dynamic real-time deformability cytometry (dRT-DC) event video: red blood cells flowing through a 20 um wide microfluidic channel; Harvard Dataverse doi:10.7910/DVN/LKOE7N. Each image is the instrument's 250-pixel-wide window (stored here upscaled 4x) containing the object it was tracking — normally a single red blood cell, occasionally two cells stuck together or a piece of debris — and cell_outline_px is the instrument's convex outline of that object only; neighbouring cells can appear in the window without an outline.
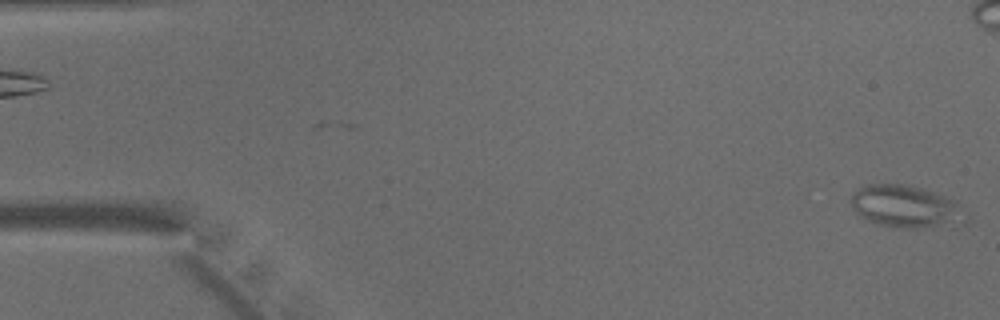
{"species": "common noctule bat (a hibernating species)", "species_latin": "Nyctalus noctula", "temperature_condition": "warm", "stored_images_in_passage": 49, "camera_frame_rate_fps": 3000, "um_per_image_px": 0.085, "animal": {"sex": "male", "body_mass_g": 15.6}, "frame": {"image": 1, "passage_image": 1, "time_ms": 0.0, "image_size_px": [1000, 320], "cell_outline_px": [[972, 216], [964, 224], [956, 228], [892, 228], [876, 224], [856, 216], [852, 204], [852, 192], [864, 184], [904, 184], [920, 188], [932, 192], [956, 204]], "centroid_in_image_um": [77.03, 17.63], "position_along_channel_um": 8.0, "area_um2": 29.13}}
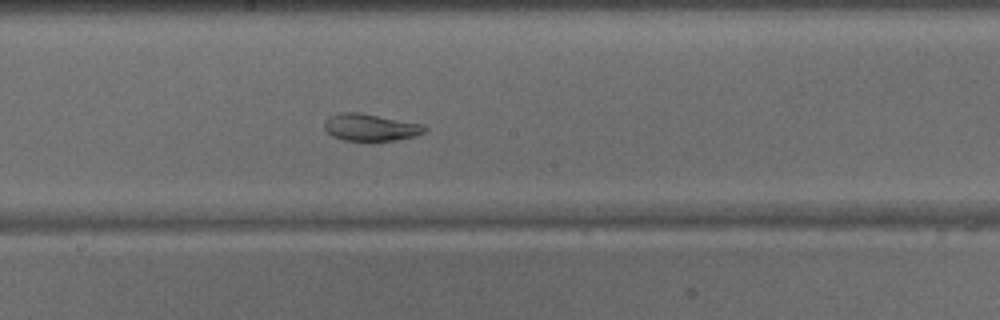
{"frame": {"image": 2, "passage_image": 26, "time_ms": 8.333, "image_size_px": [1000, 320], "cell_outline_px": [[428, 132], [416, 136], [396, 140], [344, 140], [332, 136], [324, 128], [324, 120], [328, 116], [344, 112], [360, 112], [424, 124], [428, 128]], "centroid_in_image_um": [31.53, 10.81], "position_along_channel_um": 216.7, "area_um2": 16.01}}
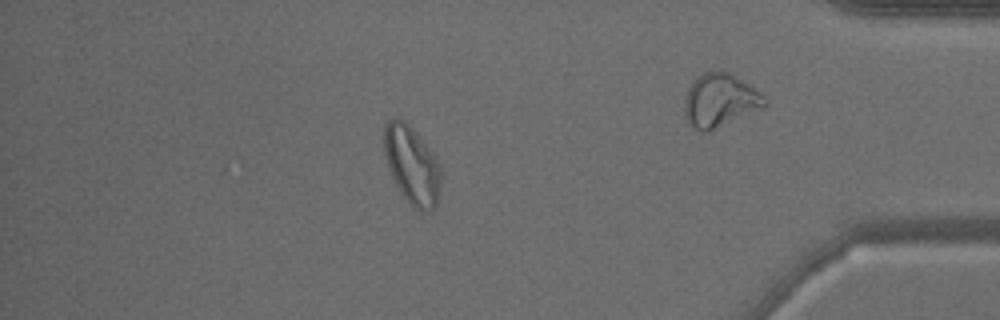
{"frame": {"image": 3, "passage_image": 42, "time_ms": 13.667, "image_size_px": [1000, 320], "cell_outline_px": [[440, 188], [436, 204], [428, 212], [420, 212], [400, 192], [392, 176], [384, 152], [384, 124], [392, 116], [396, 116], [404, 120], [412, 128], [440, 164]], "centroid_in_image_um": [34.99, 14.0], "position_along_channel_um": 400.2, "area_um2": 25.43}}